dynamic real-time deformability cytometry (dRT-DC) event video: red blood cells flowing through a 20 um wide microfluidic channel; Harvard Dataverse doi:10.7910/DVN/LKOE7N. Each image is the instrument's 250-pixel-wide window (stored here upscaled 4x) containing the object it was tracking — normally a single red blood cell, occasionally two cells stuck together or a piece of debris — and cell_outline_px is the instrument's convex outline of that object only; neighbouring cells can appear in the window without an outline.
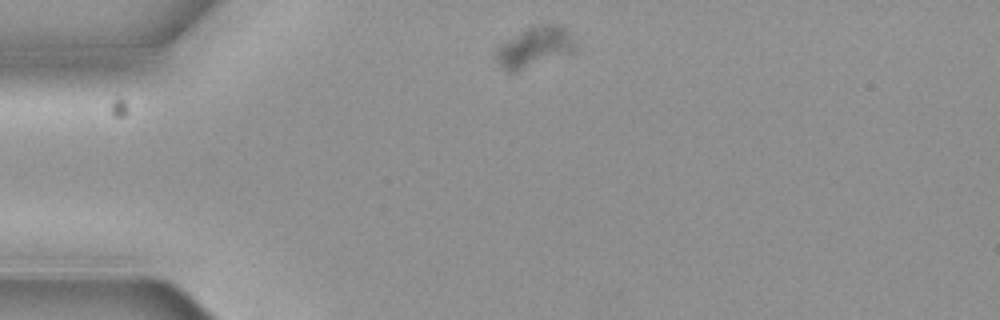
{"species": "common noctule bat (a hibernating species)", "species_latin": "Nyctalus noctula", "temperature_condition": "cold", "stored_images_in_passage": 3, "camera_frame_rate_fps": 3000, "um_per_image_px": 0.085, "animal": {"sex": "female", "body_mass_g": 19.3, "forearm_length_mm": 54.1}, "frame": {"image": 1, "passage_image": 1, "time_ms": 0.0, "image_size_px": [1000, 320], "cell_outline_px": [[580, 44], [576, 52], [516, 72], [504, 72], [500, 68], [496, 60], [496, 52], [500, 44], [528, 28], [548, 24], [560, 24]], "centroid_in_image_um": [45.5, 4.04], "position_along_channel_um": 39.5, "area_um2": 18.96}}